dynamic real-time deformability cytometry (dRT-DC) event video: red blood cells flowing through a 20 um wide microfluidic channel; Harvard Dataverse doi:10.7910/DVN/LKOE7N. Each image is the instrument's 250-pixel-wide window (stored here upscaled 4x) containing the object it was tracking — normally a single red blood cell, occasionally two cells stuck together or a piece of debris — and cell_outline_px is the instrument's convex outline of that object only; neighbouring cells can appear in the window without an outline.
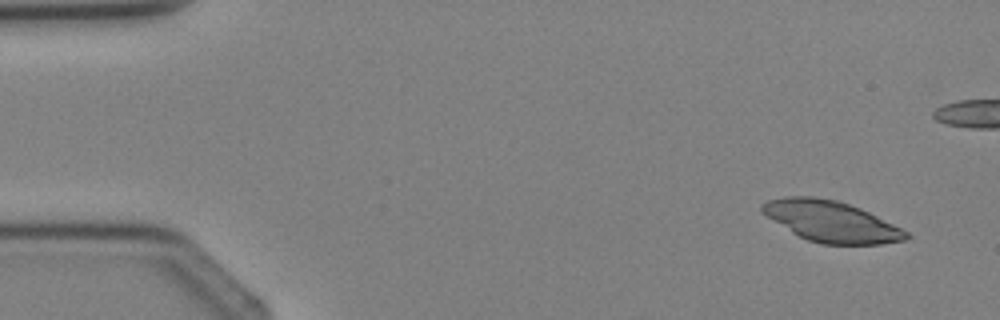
{"species": "Egyptian fruit bat (a non-hibernating species)", "species_latin": "Rousettus aegyptiacus", "temperature_condition": "cold", "stored_images_in_passage": 4, "camera_frame_rate_fps": 3000, "um_per_image_px": 0.085, "animal": {"sex": "female"}, "frame": {"image": 1, "passage_image": 1, "time_ms": 0.0, "image_size_px": [1000, 320], "cell_outline_px": [[912, 236], [904, 240], [880, 244], [824, 244], [808, 240], [792, 232], [760, 212], [760, 204], [768, 200], [784, 196], [812, 196], [836, 200], [860, 208], [908, 232]], "centroid_in_image_um": [70.61, 18.81], "position_along_channel_um": 14.4, "area_um2": 34.04}}